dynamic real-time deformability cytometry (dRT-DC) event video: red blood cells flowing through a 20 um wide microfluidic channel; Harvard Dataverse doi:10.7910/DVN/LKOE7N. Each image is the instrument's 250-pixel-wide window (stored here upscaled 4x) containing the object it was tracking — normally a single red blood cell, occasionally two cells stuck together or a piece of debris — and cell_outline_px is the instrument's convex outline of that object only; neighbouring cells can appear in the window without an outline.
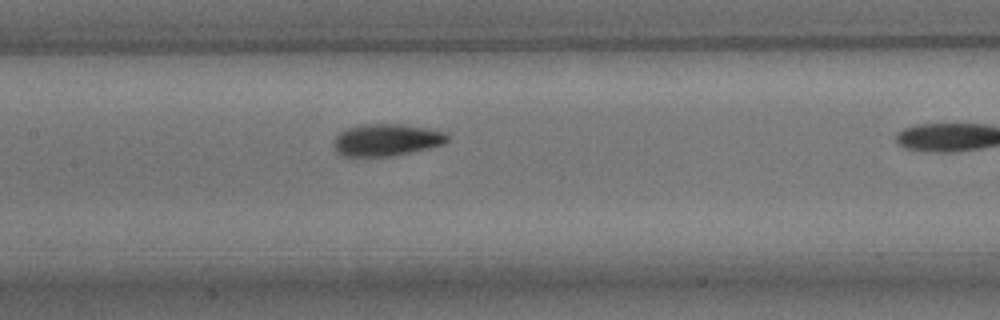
{"species": "common noctule bat (a hibernating species)", "species_latin": "Nyctalus noctula", "temperature_condition": "room temperature", "stored_images_in_passage": 7, "camera_frame_rate_fps": 3000, "um_per_image_px": 0.085, "animal": {"sex": "male", "body_mass_g": 15.6}, "frame": {"image": 1, "passage_image": 6, "time_ms": 6.667, "image_size_px": [1000, 320], "cell_outline_px": [[448, 140], [444, 144], [428, 148], [388, 156], [344, 156], [336, 152], [332, 144], [332, 140], [340, 132], [348, 128], [360, 124], [400, 124], [432, 128], [444, 132], [448, 136]], "centroid_in_image_um": [32.82, 11.88], "position_along_channel_um": 174.6, "area_um2": 21.27}}